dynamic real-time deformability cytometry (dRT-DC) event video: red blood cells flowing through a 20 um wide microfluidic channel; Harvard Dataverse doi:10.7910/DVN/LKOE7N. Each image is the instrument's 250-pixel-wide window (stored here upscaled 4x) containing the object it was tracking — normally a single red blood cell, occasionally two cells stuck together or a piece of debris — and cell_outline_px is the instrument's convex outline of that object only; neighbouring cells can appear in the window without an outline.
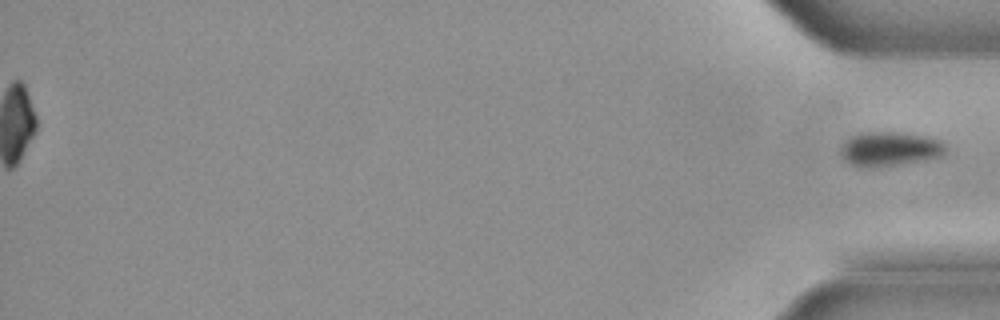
{"species": "common noctule bat (a hibernating species)", "species_latin": "Nyctalus noctula", "temperature_condition": "cold", "stored_images_in_passage": 35, "segment_of_instrument_passage": [2, 2], "camera_frame_rate_fps": 3000, "um_per_image_px": 0.085, "animal": {"sex": "male", "body_mass_g": 21.5, "forearm_length_mm": 52.0}, "frame": {"image": 1, "passage_image": 35, "time_ms": 11.333, "image_size_px": [1000, 320], "cell_outline_px": [[948, 148], [940, 156], [896, 164], [852, 164], [840, 156], [840, 152], [844, 144], [852, 136], [864, 132], [904, 132], [932, 136], [944, 140]], "centroid_in_image_um": [75.75, 12.58], "position_along_channel_um": 359.5, "area_um2": 20.29}}